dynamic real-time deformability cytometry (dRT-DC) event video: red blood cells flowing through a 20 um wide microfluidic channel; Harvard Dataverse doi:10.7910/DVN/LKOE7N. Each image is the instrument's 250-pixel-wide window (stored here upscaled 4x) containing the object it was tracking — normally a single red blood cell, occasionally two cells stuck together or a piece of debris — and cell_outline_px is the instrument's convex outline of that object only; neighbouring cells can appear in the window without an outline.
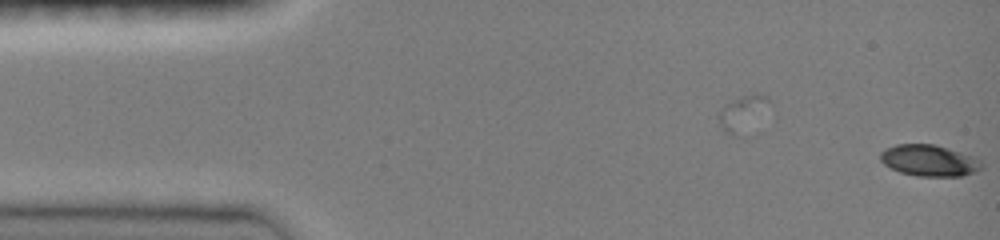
{"species": "common noctule bat (a hibernating species)", "species_latin": "Nyctalus noctula", "temperature_condition": "room temperature", "stored_images_in_passage": 6, "segment_of_instrument_passage": [2, 2], "camera_frame_rate_fps": 3000, "um_per_image_px": 0.085, "animal": {"sex": "female", "body_mass_g": 19.0, "forearm_length_mm": 51.5}, "frame": {"image": 1, "passage_image": 6, "time_ms": 2.333, "image_size_px": [1000, 240], "cell_outline_px": [[984, 168], [976, 172], [960, 176], [916, 176], [900, 172], [884, 164], [880, 160], [880, 152], [884, 148], [896, 144], [936, 144], [976, 156], [984, 164]], "centroid_in_image_um": [79.03, 13.63], "position_along_channel_um": 6.0, "area_um2": 18.9}}